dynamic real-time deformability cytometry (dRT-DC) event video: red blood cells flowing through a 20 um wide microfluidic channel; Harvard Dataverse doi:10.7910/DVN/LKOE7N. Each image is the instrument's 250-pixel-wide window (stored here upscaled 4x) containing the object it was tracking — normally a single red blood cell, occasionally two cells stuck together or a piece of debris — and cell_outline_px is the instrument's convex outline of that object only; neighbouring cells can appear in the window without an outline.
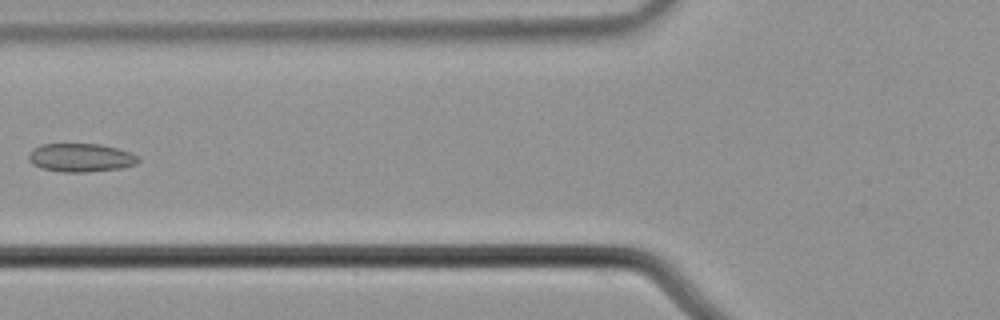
{"species": "common noctule bat (a hibernating species)", "species_latin": "Nyctalus noctula", "temperature_condition": "cold", "stored_images_in_passage": 5, "camera_frame_rate_fps": 3000, "um_per_image_px": 0.085, "animal": {"sex": "male", "body_mass_g": 21.5, "forearm_length_mm": 52.0}, "frame": {"image": 1, "passage_image": 5, "time_ms": 1.333, "image_size_px": [1000, 320], "cell_outline_px": [[140, 160], [136, 164], [120, 168], [88, 172], [64, 172], [40, 168], [32, 164], [28, 160], [28, 152], [32, 148], [40, 144], [100, 144], [132, 152], [140, 156]], "centroid_in_image_um": [6.85, 13.39], "position_along_channel_um": 119.0, "area_um2": 18.44}}